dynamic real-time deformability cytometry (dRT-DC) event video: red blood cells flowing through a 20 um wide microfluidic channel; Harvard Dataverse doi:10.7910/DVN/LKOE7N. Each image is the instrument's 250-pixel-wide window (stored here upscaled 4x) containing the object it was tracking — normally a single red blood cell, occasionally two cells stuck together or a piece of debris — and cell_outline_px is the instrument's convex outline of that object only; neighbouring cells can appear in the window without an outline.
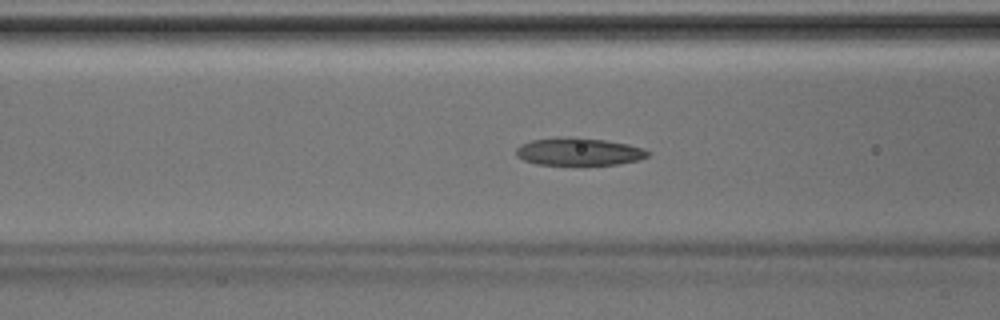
{"species": "Egyptian fruit bat (a non-hibernating species)", "species_latin": "Rousettus aegyptiacus", "temperature_condition": "room temperature", "stored_images_in_passage": 32, "camera_frame_rate_fps": 3000, "um_per_image_px": 0.085, "animal": {"sex": "male"}, "frame": {"image": 1, "passage_image": 4, "time_ms": 1.0, "image_size_px": [1000, 320], "cell_outline_px": [[652, 152], [648, 156], [640, 160], [620, 164], [536, 164], [524, 160], [516, 156], [516, 148], [520, 144], [532, 140], [556, 136], [576, 136], [604, 140], [628, 144], [644, 148]], "centroid_in_image_um": [49.21, 12.86], "position_along_channel_um": 117.4, "area_um2": 21.5}}
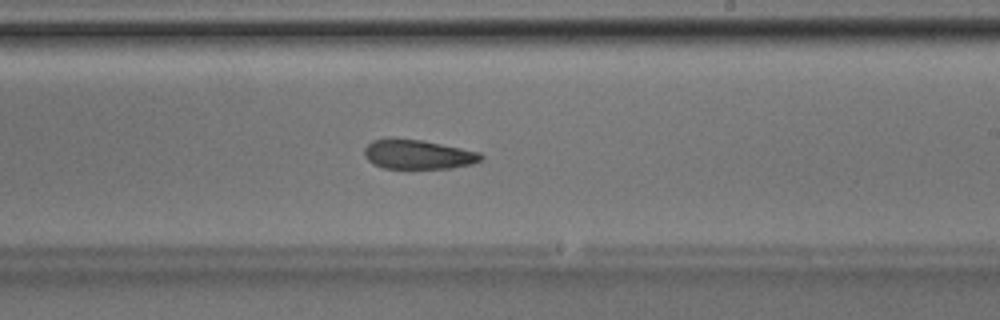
{"frame": {"image": 2, "passage_image": 13, "time_ms": 4.0, "image_size_px": [1000, 320], "cell_outline_px": [[484, 156], [480, 160], [472, 164], [452, 168], [384, 168], [372, 164], [364, 156], [364, 148], [372, 140], [392, 136], [424, 140], [480, 152]], "centroid_in_image_um": [35.48, 13.1], "position_along_channel_um": 253.5, "area_um2": 20.4}}
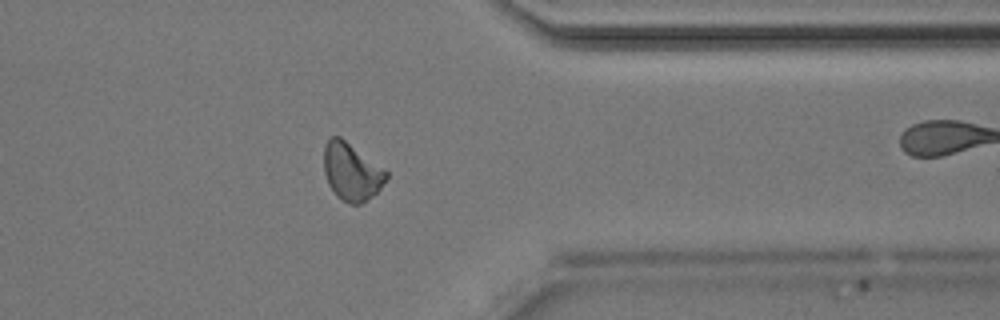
{"frame": {"image": 3, "passage_image": 22, "time_ms": 7.0, "image_size_px": [1000, 320], "cell_outline_px": [[388, 176], [380, 188], [372, 196], [360, 204], [348, 204], [336, 196], [328, 184], [324, 172], [324, 144], [332, 136], [340, 136], [388, 172]], "centroid_in_image_um": [29.85, 14.6], "position_along_channel_um": 381.5, "area_um2": 20.75}}